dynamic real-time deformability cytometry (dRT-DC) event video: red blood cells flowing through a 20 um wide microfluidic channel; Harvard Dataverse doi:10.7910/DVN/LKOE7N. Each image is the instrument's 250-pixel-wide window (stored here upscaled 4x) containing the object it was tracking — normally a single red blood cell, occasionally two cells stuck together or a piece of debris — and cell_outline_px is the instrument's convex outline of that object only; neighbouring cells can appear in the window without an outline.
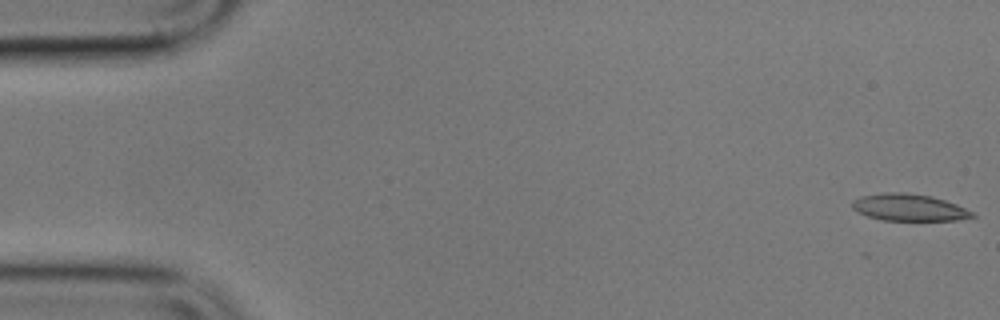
{"species": "common noctule bat (a hibernating species)", "species_latin": "Nyctalus noctula", "temperature_condition": "cold", "stored_images_in_passage": 5, "camera_frame_rate_fps": 3000, "um_per_image_px": 0.085, "animal": {"sex": "male", "body_mass_g": 17.9}, "frame": {"image": 1, "passage_image": 1, "time_ms": 0.0, "image_size_px": [1000, 320], "cell_outline_px": [[976, 216], [956, 220], [880, 220], [856, 212], [852, 208], [852, 200], [860, 196], [884, 192], [904, 192], [932, 196], [956, 204], [972, 212]], "centroid_in_image_um": [77.21, 17.62], "position_along_channel_um": 7.8, "area_um2": 18.84}}